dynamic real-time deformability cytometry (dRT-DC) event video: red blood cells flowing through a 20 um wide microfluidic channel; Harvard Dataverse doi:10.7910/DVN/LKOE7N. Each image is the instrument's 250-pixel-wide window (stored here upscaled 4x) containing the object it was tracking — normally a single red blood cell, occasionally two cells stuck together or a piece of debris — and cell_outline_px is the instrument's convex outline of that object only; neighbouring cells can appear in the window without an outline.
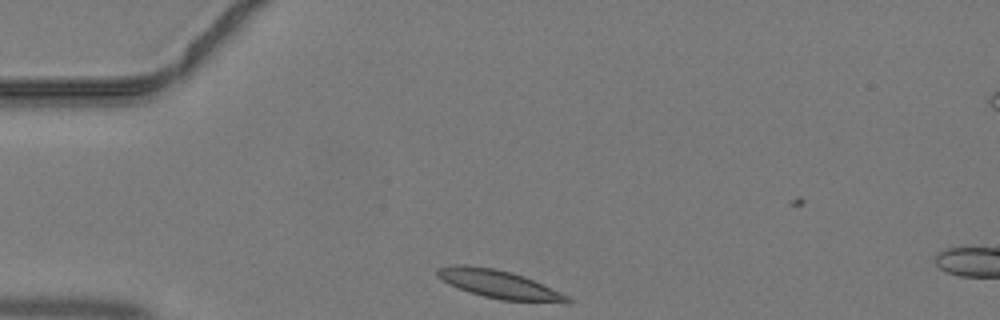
{"species": "common noctule bat (a hibernating species)", "species_latin": "Nyctalus noctula", "temperature_condition": "warm", "stored_images_in_passage": 4, "camera_frame_rate_fps": 3000, "um_per_image_px": 0.085, "animal": {"sex": "male", "body_mass_g": 19.2, "forearm_length_mm": 51.8}, "frame": {"image": 1, "passage_image": 2, "time_ms": 0.333, "image_size_px": [1000, 320], "cell_outline_px": [[572, 300], [568, 304], [500, 300], [484, 296], [448, 284], [436, 276], [436, 268], [464, 264], [492, 268], [512, 272], [524, 276], [560, 292], [568, 296]], "centroid_in_image_um": [42.46, 24.18], "position_along_channel_um": 42.5, "area_um2": 21.39}}